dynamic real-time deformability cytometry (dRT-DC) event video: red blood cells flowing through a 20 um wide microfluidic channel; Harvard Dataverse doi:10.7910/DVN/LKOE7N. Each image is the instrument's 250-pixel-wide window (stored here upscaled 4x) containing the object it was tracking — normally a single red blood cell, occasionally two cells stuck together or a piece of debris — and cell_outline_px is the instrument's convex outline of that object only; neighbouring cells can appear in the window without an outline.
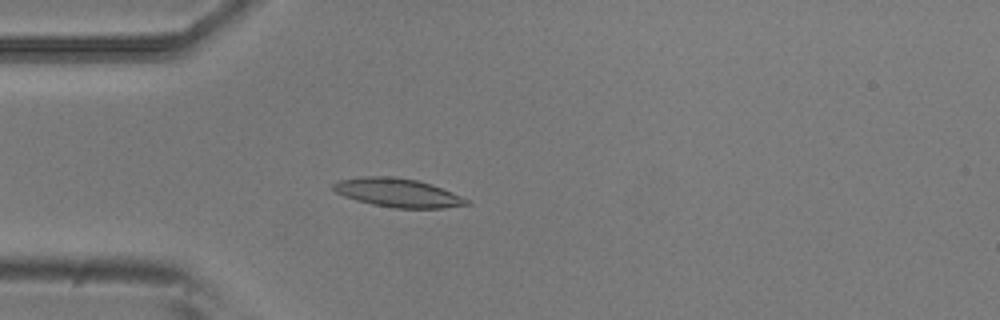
{"species": "common noctule bat (a hibernating species)", "species_latin": "Nyctalus noctula", "temperature_condition": "room temperature", "stored_images_in_passage": 5, "camera_frame_rate_fps": 3000, "um_per_image_px": 0.085, "animal": {"sex": "male", "body_mass_g": 20.5, "forearm_length_mm": 52.5}, "frame": {"image": 1, "passage_image": 5, "time_ms": 1.333, "image_size_px": [1000, 320], "cell_outline_px": [[472, 204], [444, 208], [392, 208], [372, 204], [356, 200], [344, 196], [336, 192], [332, 188], [332, 184], [336, 180], [364, 176], [392, 176], [416, 180], [432, 184], [452, 192], [468, 200]], "centroid_in_image_um": [33.79, 16.38], "position_along_channel_um": 51.2, "area_um2": 22.37}}